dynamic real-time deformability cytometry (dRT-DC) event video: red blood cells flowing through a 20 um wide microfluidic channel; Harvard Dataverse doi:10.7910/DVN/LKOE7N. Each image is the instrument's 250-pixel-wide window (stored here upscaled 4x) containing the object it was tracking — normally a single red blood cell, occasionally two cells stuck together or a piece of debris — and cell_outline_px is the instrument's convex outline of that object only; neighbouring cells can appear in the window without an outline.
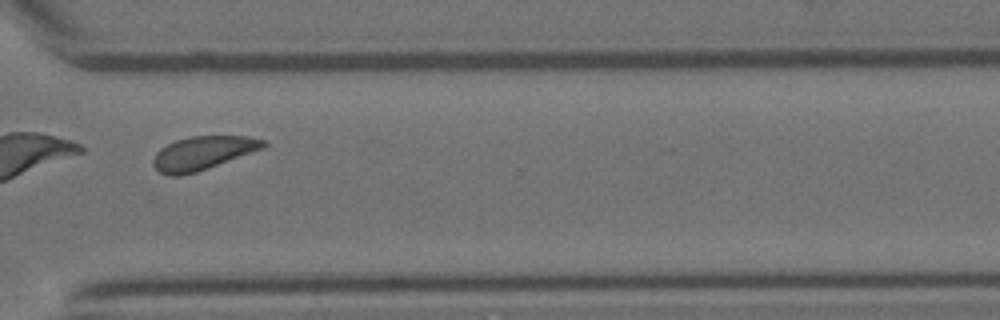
{"species": "Egyptian fruit bat (a non-hibernating species)", "species_latin": "Rousettus aegyptiacus", "temperature_condition": "room temperature", "stored_images_in_passage": 33, "camera_frame_rate_fps": 3000, "um_per_image_px": 0.085, "animal": {"sex": "female"}, "frame": {"image": 1, "passage_image": 32, "time_ms": 10.333, "image_size_px": [1000, 320], "cell_outline_px": [[268, 144], [264, 148], [196, 172], [180, 176], [168, 176], [160, 172], [152, 164], [152, 160], [156, 152], [160, 148], [176, 140], [188, 136], [248, 136], [268, 140]], "centroid_in_image_um": [17.25, 13.0], "position_along_channel_um": 353.4, "area_um2": 21.62}}